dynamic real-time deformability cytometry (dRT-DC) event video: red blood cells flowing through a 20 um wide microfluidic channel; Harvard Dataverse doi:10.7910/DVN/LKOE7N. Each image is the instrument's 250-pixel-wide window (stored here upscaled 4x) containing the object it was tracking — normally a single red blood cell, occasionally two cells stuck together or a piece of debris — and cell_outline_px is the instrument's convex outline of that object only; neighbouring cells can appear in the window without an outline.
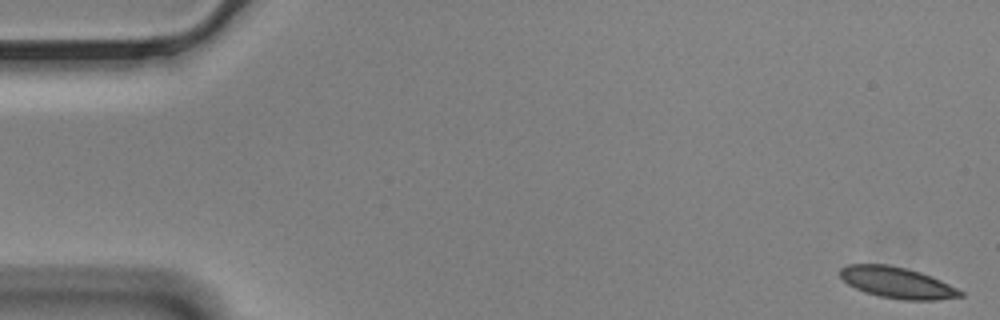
{"species": "Egyptian fruit bat (a non-hibernating species)", "species_latin": "Rousettus aegyptiacus", "temperature_condition": "cold", "stored_images_in_passage": 52, "camera_frame_rate_fps": 3000, "um_per_image_px": 0.085, "animal": {"sex": "male"}, "frame": {"image": 1, "passage_image": 1, "time_ms": 0.0, "image_size_px": [1000, 320], "cell_outline_px": [[964, 296], [936, 300], [904, 300], [880, 296], [864, 292], [848, 284], [840, 276], [840, 268], [848, 264], [888, 264], [920, 272], [932, 276], [964, 292]], "centroid_in_image_um": [76.25, 24.02], "position_along_channel_um": 8.7, "area_um2": 21.73}}
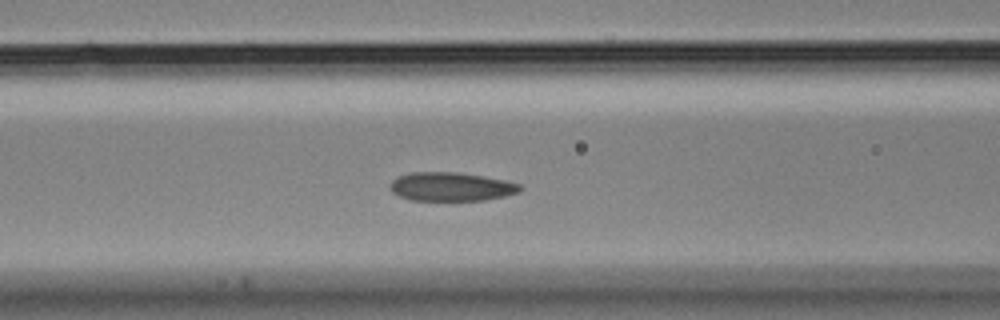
{"frame": {"image": 2, "passage_image": 23, "time_ms": 7.333, "image_size_px": [1000, 320], "cell_outline_px": [[524, 188], [520, 192], [504, 196], [484, 200], [408, 200], [392, 192], [392, 180], [400, 176], [412, 172], [456, 172], [484, 176], [504, 180], [520, 184]], "centroid_in_image_um": [38.39, 15.87], "position_along_channel_um": 128.2, "area_um2": 21.62}}
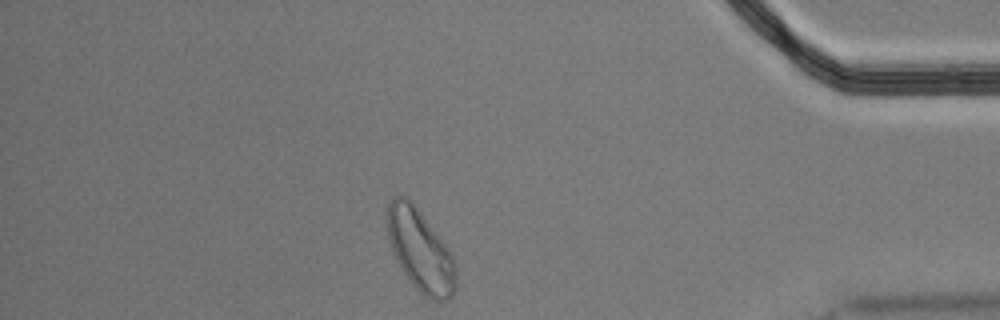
{"frame": {"image": 3, "passage_image": 50, "time_ms": 16.333, "image_size_px": [1000, 320], "cell_outline_px": [[456, 288], [452, 296], [448, 300], [432, 300], [424, 296], [408, 280], [400, 268], [396, 260], [388, 240], [384, 220], [384, 216], [388, 204], [396, 196], [408, 196], [452, 252], [456, 264]], "centroid_in_image_um": [35.7, 21.27], "position_along_channel_um": 399.5, "area_um2": 33.52}, "authors_computed_cell_mechanics": {"area_um2": 22.542, "velocity_mm_per_s": 3.4342, "shape_relaxation_time_tau1_ms": 3.6206, "shape_relaxation_time_tau2_ms": 2.5228, "deformation_change_tau1": 0.092, "deformation_change_tau2": 0.0578}}